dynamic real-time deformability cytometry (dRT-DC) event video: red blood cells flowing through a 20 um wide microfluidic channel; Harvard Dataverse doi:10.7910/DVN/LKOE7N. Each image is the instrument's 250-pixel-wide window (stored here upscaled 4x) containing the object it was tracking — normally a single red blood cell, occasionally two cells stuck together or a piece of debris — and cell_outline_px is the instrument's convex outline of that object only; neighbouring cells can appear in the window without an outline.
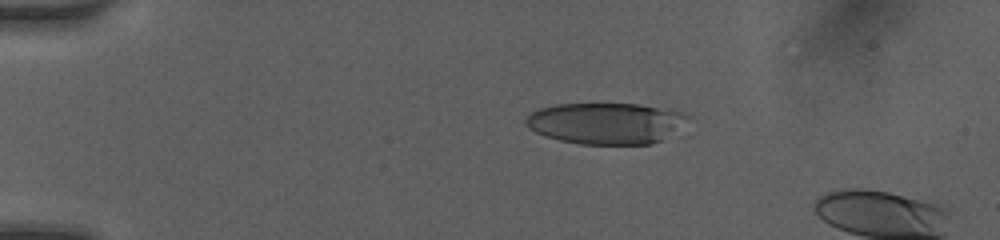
{"species": "human", "species_latin": "Homo sapiens", "temperature_condition": "room temperature", "stored_images_in_passage": 15, "camera_frame_rate_fps": 3000, "um_per_image_px": 0.085, "donor": {"sex": "female"}, "frame": {"image": 1, "passage_image": 11, "time_ms": 3.333, "image_size_px": [1000, 240], "cell_outline_px": [[696, 116], [660, 140], [652, 144], [580, 144], [560, 140], [544, 136], [528, 128], [524, 124], [524, 120], [532, 112], [540, 108], [556, 104], [636, 104], [680, 112]], "centroid_in_image_um": [51.48, 10.48], "position_along_channel_um": 33.5, "area_um2": 38.84}}